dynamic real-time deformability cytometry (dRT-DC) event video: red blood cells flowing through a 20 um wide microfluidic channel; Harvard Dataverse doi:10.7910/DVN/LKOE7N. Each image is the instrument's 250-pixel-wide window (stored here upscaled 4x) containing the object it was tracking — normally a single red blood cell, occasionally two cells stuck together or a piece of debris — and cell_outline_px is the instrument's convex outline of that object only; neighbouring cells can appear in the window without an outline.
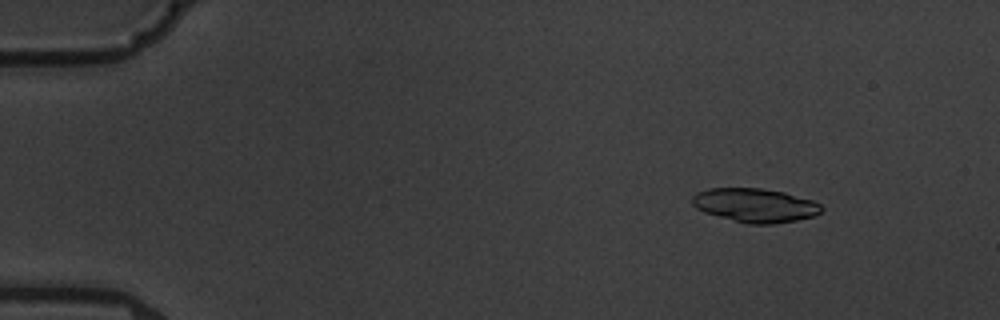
{"species": "common noctule bat (a hibernating species)", "species_latin": "Nyctalus noctula", "temperature_condition": "warm", "stored_images_in_passage": 7, "camera_frame_rate_fps": 3000, "um_per_image_px": 0.085, "animal": {"sex": "male", "body_mass_g": 19.5, "forearm_length_mm": 54.6}, "frame": {"image": 1, "passage_image": 3, "time_ms": 2.333, "image_size_px": [1000, 320], "cell_outline_px": [[824, 208], [816, 216], [796, 220], [772, 224], [748, 224], [704, 212], [696, 208], [692, 204], [692, 196], [696, 192], [708, 188], [760, 188], [784, 192], [812, 200], [820, 204]], "centroid_in_image_um": [64.18, 17.44], "position_along_channel_um": 20.8, "area_um2": 25.55}}